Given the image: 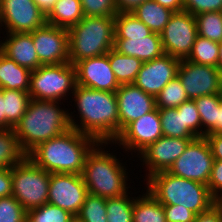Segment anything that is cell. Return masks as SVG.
<instances>
[{
    "instance_id": "obj_47",
    "label": "cell",
    "mask_w": 222,
    "mask_h": 222,
    "mask_svg": "<svg viewBox=\"0 0 222 222\" xmlns=\"http://www.w3.org/2000/svg\"><path fill=\"white\" fill-rule=\"evenodd\" d=\"M146 0H115L118 13H130Z\"/></svg>"
},
{
    "instance_id": "obj_4",
    "label": "cell",
    "mask_w": 222,
    "mask_h": 222,
    "mask_svg": "<svg viewBox=\"0 0 222 222\" xmlns=\"http://www.w3.org/2000/svg\"><path fill=\"white\" fill-rule=\"evenodd\" d=\"M145 180L149 193L163 205L179 204L198 215L216 203L206 184L172 175L168 171L157 172Z\"/></svg>"
},
{
    "instance_id": "obj_17",
    "label": "cell",
    "mask_w": 222,
    "mask_h": 222,
    "mask_svg": "<svg viewBox=\"0 0 222 222\" xmlns=\"http://www.w3.org/2000/svg\"><path fill=\"white\" fill-rule=\"evenodd\" d=\"M193 139L195 138L162 136L151 143L139 154L140 160L148 170V175L145 177L148 178L157 172L168 171Z\"/></svg>"
},
{
    "instance_id": "obj_45",
    "label": "cell",
    "mask_w": 222,
    "mask_h": 222,
    "mask_svg": "<svg viewBox=\"0 0 222 222\" xmlns=\"http://www.w3.org/2000/svg\"><path fill=\"white\" fill-rule=\"evenodd\" d=\"M12 195L11 168L0 169V198Z\"/></svg>"
},
{
    "instance_id": "obj_2",
    "label": "cell",
    "mask_w": 222,
    "mask_h": 222,
    "mask_svg": "<svg viewBox=\"0 0 222 222\" xmlns=\"http://www.w3.org/2000/svg\"><path fill=\"white\" fill-rule=\"evenodd\" d=\"M98 143L93 137L70 128L38 144L27 157L49 173L82 174L88 154Z\"/></svg>"
},
{
    "instance_id": "obj_29",
    "label": "cell",
    "mask_w": 222,
    "mask_h": 222,
    "mask_svg": "<svg viewBox=\"0 0 222 222\" xmlns=\"http://www.w3.org/2000/svg\"><path fill=\"white\" fill-rule=\"evenodd\" d=\"M115 39H130V37H147L153 32L132 12L115 15Z\"/></svg>"
},
{
    "instance_id": "obj_28",
    "label": "cell",
    "mask_w": 222,
    "mask_h": 222,
    "mask_svg": "<svg viewBox=\"0 0 222 222\" xmlns=\"http://www.w3.org/2000/svg\"><path fill=\"white\" fill-rule=\"evenodd\" d=\"M221 101L222 94L201 96L194 99L201 119V137H205L217 126V115Z\"/></svg>"
},
{
    "instance_id": "obj_35",
    "label": "cell",
    "mask_w": 222,
    "mask_h": 222,
    "mask_svg": "<svg viewBox=\"0 0 222 222\" xmlns=\"http://www.w3.org/2000/svg\"><path fill=\"white\" fill-rule=\"evenodd\" d=\"M128 194L106 199L107 222H133L134 198Z\"/></svg>"
},
{
    "instance_id": "obj_1",
    "label": "cell",
    "mask_w": 222,
    "mask_h": 222,
    "mask_svg": "<svg viewBox=\"0 0 222 222\" xmlns=\"http://www.w3.org/2000/svg\"><path fill=\"white\" fill-rule=\"evenodd\" d=\"M80 124L69 113L70 127L96 139L113 143L119 136L118 102L115 92L93 90L76 85L72 93Z\"/></svg>"
},
{
    "instance_id": "obj_43",
    "label": "cell",
    "mask_w": 222,
    "mask_h": 222,
    "mask_svg": "<svg viewBox=\"0 0 222 222\" xmlns=\"http://www.w3.org/2000/svg\"><path fill=\"white\" fill-rule=\"evenodd\" d=\"M211 195L217 199L222 195V161L214 160L209 182L207 184Z\"/></svg>"
},
{
    "instance_id": "obj_46",
    "label": "cell",
    "mask_w": 222,
    "mask_h": 222,
    "mask_svg": "<svg viewBox=\"0 0 222 222\" xmlns=\"http://www.w3.org/2000/svg\"><path fill=\"white\" fill-rule=\"evenodd\" d=\"M205 138L209 143L214 160L222 161V133L207 134Z\"/></svg>"
},
{
    "instance_id": "obj_11",
    "label": "cell",
    "mask_w": 222,
    "mask_h": 222,
    "mask_svg": "<svg viewBox=\"0 0 222 222\" xmlns=\"http://www.w3.org/2000/svg\"><path fill=\"white\" fill-rule=\"evenodd\" d=\"M160 35L165 54L186 59L198 35L195 17L184 10L174 12Z\"/></svg>"
},
{
    "instance_id": "obj_31",
    "label": "cell",
    "mask_w": 222,
    "mask_h": 222,
    "mask_svg": "<svg viewBox=\"0 0 222 222\" xmlns=\"http://www.w3.org/2000/svg\"><path fill=\"white\" fill-rule=\"evenodd\" d=\"M163 136L196 138L184 125L183 111L177 108L158 109Z\"/></svg>"
},
{
    "instance_id": "obj_26",
    "label": "cell",
    "mask_w": 222,
    "mask_h": 222,
    "mask_svg": "<svg viewBox=\"0 0 222 222\" xmlns=\"http://www.w3.org/2000/svg\"><path fill=\"white\" fill-rule=\"evenodd\" d=\"M109 62L120 85L133 84L143 64L140 59L119 53L114 48L109 51Z\"/></svg>"
},
{
    "instance_id": "obj_30",
    "label": "cell",
    "mask_w": 222,
    "mask_h": 222,
    "mask_svg": "<svg viewBox=\"0 0 222 222\" xmlns=\"http://www.w3.org/2000/svg\"><path fill=\"white\" fill-rule=\"evenodd\" d=\"M5 119L14 128L25 114L31 100L28 92L3 89Z\"/></svg>"
},
{
    "instance_id": "obj_14",
    "label": "cell",
    "mask_w": 222,
    "mask_h": 222,
    "mask_svg": "<svg viewBox=\"0 0 222 222\" xmlns=\"http://www.w3.org/2000/svg\"><path fill=\"white\" fill-rule=\"evenodd\" d=\"M163 136L158 108L131 122L113 142L122 145L125 151L138 152Z\"/></svg>"
},
{
    "instance_id": "obj_8",
    "label": "cell",
    "mask_w": 222,
    "mask_h": 222,
    "mask_svg": "<svg viewBox=\"0 0 222 222\" xmlns=\"http://www.w3.org/2000/svg\"><path fill=\"white\" fill-rule=\"evenodd\" d=\"M12 195L28 211L48 203L50 173L28 157L11 168Z\"/></svg>"
},
{
    "instance_id": "obj_23",
    "label": "cell",
    "mask_w": 222,
    "mask_h": 222,
    "mask_svg": "<svg viewBox=\"0 0 222 222\" xmlns=\"http://www.w3.org/2000/svg\"><path fill=\"white\" fill-rule=\"evenodd\" d=\"M84 17L80 0H57L46 15V23L69 29Z\"/></svg>"
},
{
    "instance_id": "obj_37",
    "label": "cell",
    "mask_w": 222,
    "mask_h": 222,
    "mask_svg": "<svg viewBox=\"0 0 222 222\" xmlns=\"http://www.w3.org/2000/svg\"><path fill=\"white\" fill-rule=\"evenodd\" d=\"M106 198L88 193L77 214L82 222H107Z\"/></svg>"
},
{
    "instance_id": "obj_44",
    "label": "cell",
    "mask_w": 222,
    "mask_h": 222,
    "mask_svg": "<svg viewBox=\"0 0 222 222\" xmlns=\"http://www.w3.org/2000/svg\"><path fill=\"white\" fill-rule=\"evenodd\" d=\"M194 222H222V210L215 203L208 210L196 215Z\"/></svg>"
},
{
    "instance_id": "obj_22",
    "label": "cell",
    "mask_w": 222,
    "mask_h": 222,
    "mask_svg": "<svg viewBox=\"0 0 222 222\" xmlns=\"http://www.w3.org/2000/svg\"><path fill=\"white\" fill-rule=\"evenodd\" d=\"M31 70L0 52V88L29 92Z\"/></svg>"
},
{
    "instance_id": "obj_16",
    "label": "cell",
    "mask_w": 222,
    "mask_h": 222,
    "mask_svg": "<svg viewBox=\"0 0 222 222\" xmlns=\"http://www.w3.org/2000/svg\"><path fill=\"white\" fill-rule=\"evenodd\" d=\"M180 59L163 54L151 61L143 62L134 85L156 97L177 76Z\"/></svg>"
},
{
    "instance_id": "obj_6",
    "label": "cell",
    "mask_w": 222,
    "mask_h": 222,
    "mask_svg": "<svg viewBox=\"0 0 222 222\" xmlns=\"http://www.w3.org/2000/svg\"><path fill=\"white\" fill-rule=\"evenodd\" d=\"M115 16H85L68 29L69 62L107 54L114 48Z\"/></svg>"
},
{
    "instance_id": "obj_9",
    "label": "cell",
    "mask_w": 222,
    "mask_h": 222,
    "mask_svg": "<svg viewBox=\"0 0 222 222\" xmlns=\"http://www.w3.org/2000/svg\"><path fill=\"white\" fill-rule=\"evenodd\" d=\"M213 163L214 157L207 139L197 137L190 141L185 151L174 161L168 172L207 185Z\"/></svg>"
},
{
    "instance_id": "obj_34",
    "label": "cell",
    "mask_w": 222,
    "mask_h": 222,
    "mask_svg": "<svg viewBox=\"0 0 222 222\" xmlns=\"http://www.w3.org/2000/svg\"><path fill=\"white\" fill-rule=\"evenodd\" d=\"M188 100L186 90L177 76L155 97L156 108L158 109L177 108Z\"/></svg>"
},
{
    "instance_id": "obj_13",
    "label": "cell",
    "mask_w": 222,
    "mask_h": 222,
    "mask_svg": "<svg viewBox=\"0 0 222 222\" xmlns=\"http://www.w3.org/2000/svg\"><path fill=\"white\" fill-rule=\"evenodd\" d=\"M87 194L88 189L82 174L50 173L48 203L58 206L76 217Z\"/></svg>"
},
{
    "instance_id": "obj_24",
    "label": "cell",
    "mask_w": 222,
    "mask_h": 222,
    "mask_svg": "<svg viewBox=\"0 0 222 222\" xmlns=\"http://www.w3.org/2000/svg\"><path fill=\"white\" fill-rule=\"evenodd\" d=\"M132 13L152 32L160 34L174 12L154 0H146L133 10Z\"/></svg>"
},
{
    "instance_id": "obj_48",
    "label": "cell",
    "mask_w": 222,
    "mask_h": 222,
    "mask_svg": "<svg viewBox=\"0 0 222 222\" xmlns=\"http://www.w3.org/2000/svg\"><path fill=\"white\" fill-rule=\"evenodd\" d=\"M163 7L170 9L173 12L183 11V0H154Z\"/></svg>"
},
{
    "instance_id": "obj_41",
    "label": "cell",
    "mask_w": 222,
    "mask_h": 222,
    "mask_svg": "<svg viewBox=\"0 0 222 222\" xmlns=\"http://www.w3.org/2000/svg\"><path fill=\"white\" fill-rule=\"evenodd\" d=\"M183 10L193 16L205 12H221L222 0H183Z\"/></svg>"
},
{
    "instance_id": "obj_38",
    "label": "cell",
    "mask_w": 222,
    "mask_h": 222,
    "mask_svg": "<svg viewBox=\"0 0 222 222\" xmlns=\"http://www.w3.org/2000/svg\"><path fill=\"white\" fill-rule=\"evenodd\" d=\"M0 222H26V210L13 195L0 198Z\"/></svg>"
},
{
    "instance_id": "obj_7",
    "label": "cell",
    "mask_w": 222,
    "mask_h": 222,
    "mask_svg": "<svg viewBox=\"0 0 222 222\" xmlns=\"http://www.w3.org/2000/svg\"><path fill=\"white\" fill-rule=\"evenodd\" d=\"M76 85V68L70 62L41 65L31 71L28 93L31 99L60 102L73 93Z\"/></svg>"
},
{
    "instance_id": "obj_33",
    "label": "cell",
    "mask_w": 222,
    "mask_h": 222,
    "mask_svg": "<svg viewBox=\"0 0 222 222\" xmlns=\"http://www.w3.org/2000/svg\"><path fill=\"white\" fill-rule=\"evenodd\" d=\"M197 34L218 43L222 42V12H205L194 16Z\"/></svg>"
},
{
    "instance_id": "obj_50",
    "label": "cell",
    "mask_w": 222,
    "mask_h": 222,
    "mask_svg": "<svg viewBox=\"0 0 222 222\" xmlns=\"http://www.w3.org/2000/svg\"><path fill=\"white\" fill-rule=\"evenodd\" d=\"M40 10L47 15L52 7L55 5L57 0H33Z\"/></svg>"
},
{
    "instance_id": "obj_20",
    "label": "cell",
    "mask_w": 222,
    "mask_h": 222,
    "mask_svg": "<svg viewBox=\"0 0 222 222\" xmlns=\"http://www.w3.org/2000/svg\"><path fill=\"white\" fill-rule=\"evenodd\" d=\"M1 52L20 66L36 70L39 62L31 33H6Z\"/></svg>"
},
{
    "instance_id": "obj_49",
    "label": "cell",
    "mask_w": 222,
    "mask_h": 222,
    "mask_svg": "<svg viewBox=\"0 0 222 222\" xmlns=\"http://www.w3.org/2000/svg\"><path fill=\"white\" fill-rule=\"evenodd\" d=\"M13 128L5 119V100L3 89L0 88V129Z\"/></svg>"
},
{
    "instance_id": "obj_10",
    "label": "cell",
    "mask_w": 222,
    "mask_h": 222,
    "mask_svg": "<svg viewBox=\"0 0 222 222\" xmlns=\"http://www.w3.org/2000/svg\"><path fill=\"white\" fill-rule=\"evenodd\" d=\"M177 77L186 90L189 100L222 94V71L218 67L182 59L177 70Z\"/></svg>"
},
{
    "instance_id": "obj_25",
    "label": "cell",
    "mask_w": 222,
    "mask_h": 222,
    "mask_svg": "<svg viewBox=\"0 0 222 222\" xmlns=\"http://www.w3.org/2000/svg\"><path fill=\"white\" fill-rule=\"evenodd\" d=\"M133 222H167L164 205L149 191L139 197H134Z\"/></svg>"
},
{
    "instance_id": "obj_54",
    "label": "cell",
    "mask_w": 222,
    "mask_h": 222,
    "mask_svg": "<svg viewBox=\"0 0 222 222\" xmlns=\"http://www.w3.org/2000/svg\"><path fill=\"white\" fill-rule=\"evenodd\" d=\"M70 222H82L77 217H74Z\"/></svg>"
},
{
    "instance_id": "obj_19",
    "label": "cell",
    "mask_w": 222,
    "mask_h": 222,
    "mask_svg": "<svg viewBox=\"0 0 222 222\" xmlns=\"http://www.w3.org/2000/svg\"><path fill=\"white\" fill-rule=\"evenodd\" d=\"M119 114V134L133 121L156 109L153 95L134 84H122L116 90Z\"/></svg>"
},
{
    "instance_id": "obj_36",
    "label": "cell",
    "mask_w": 222,
    "mask_h": 222,
    "mask_svg": "<svg viewBox=\"0 0 222 222\" xmlns=\"http://www.w3.org/2000/svg\"><path fill=\"white\" fill-rule=\"evenodd\" d=\"M73 218L68 211L50 203L26 211V222H70Z\"/></svg>"
},
{
    "instance_id": "obj_3",
    "label": "cell",
    "mask_w": 222,
    "mask_h": 222,
    "mask_svg": "<svg viewBox=\"0 0 222 222\" xmlns=\"http://www.w3.org/2000/svg\"><path fill=\"white\" fill-rule=\"evenodd\" d=\"M62 102L31 99L25 114L13 128L20 147L28 154L38 144L68 131L69 111L60 108Z\"/></svg>"
},
{
    "instance_id": "obj_32",
    "label": "cell",
    "mask_w": 222,
    "mask_h": 222,
    "mask_svg": "<svg viewBox=\"0 0 222 222\" xmlns=\"http://www.w3.org/2000/svg\"><path fill=\"white\" fill-rule=\"evenodd\" d=\"M219 44L218 42L197 35L186 60L197 64L218 67Z\"/></svg>"
},
{
    "instance_id": "obj_5",
    "label": "cell",
    "mask_w": 222,
    "mask_h": 222,
    "mask_svg": "<svg viewBox=\"0 0 222 222\" xmlns=\"http://www.w3.org/2000/svg\"><path fill=\"white\" fill-rule=\"evenodd\" d=\"M106 145L108 143L100 142L91 150L86 158L82 177L88 193L108 199L127 194L129 186L127 187L126 181L129 180L123 162L113 152L108 153L110 150L105 151Z\"/></svg>"
},
{
    "instance_id": "obj_27",
    "label": "cell",
    "mask_w": 222,
    "mask_h": 222,
    "mask_svg": "<svg viewBox=\"0 0 222 222\" xmlns=\"http://www.w3.org/2000/svg\"><path fill=\"white\" fill-rule=\"evenodd\" d=\"M27 154L20 147L13 128L0 129V169L21 163Z\"/></svg>"
},
{
    "instance_id": "obj_51",
    "label": "cell",
    "mask_w": 222,
    "mask_h": 222,
    "mask_svg": "<svg viewBox=\"0 0 222 222\" xmlns=\"http://www.w3.org/2000/svg\"><path fill=\"white\" fill-rule=\"evenodd\" d=\"M222 133V101L219 105V111L217 115V126L209 134Z\"/></svg>"
},
{
    "instance_id": "obj_21",
    "label": "cell",
    "mask_w": 222,
    "mask_h": 222,
    "mask_svg": "<svg viewBox=\"0 0 222 222\" xmlns=\"http://www.w3.org/2000/svg\"><path fill=\"white\" fill-rule=\"evenodd\" d=\"M114 49L124 55L136 57L142 62L151 61L164 54L161 35L156 32L145 38L115 39Z\"/></svg>"
},
{
    "instance_id": "obj_12",
    "label": "cell",
    "mask_w": 222,
    "mask_h": 222,
    "mask_svg": "<svg viewBox=\"0 0 222 222\" xmlns=\"http://www.w3.org/2000/svg\"><path fill=\"white\" fill-rule=\"evenodd\" d=\"M45 24L46 15L33 0H0V27L6 33H31Z\"/></svg>"
},
{
    "instance_id": "obj_40",
    "label": "cell",
    "mask_w": 222,
    "mask_h": 222,
    "mask_svg": "<svg viewBox=\"0 0 222 222\" xmlns=\"http://www.w3.org/2000/svg\"><path fill=\"white\" fill-rule=\"evenodd\" d=\"M183 111L184 125L197 138L201 137V119L194 100H188L177 107Z\"/></svg>"
},
{
    "instance_id": "obj_39",
    "label": "cell",
    "mask_w": 222,
    "mask_h": 222,
    "mask_svg": "<svg viewBox=\"0 0 222 222\" xmlns=\"http://www.w3.org/2000/svg\"><path fill=\"white\" fill-rule=\"evenodd\" d=\"M84 16L111 17L118 13L115 0H80Z\"/></svg>"
},
{
    "instance_id": "obj_18",
    "label": "cell",
    "mask_w": 222,
    "mask_h": 222,
    "mask_svg": "<svg viewBox=\"0 0 222 222\" xmlns=\"http://www.w3.org/2000/svg\"><path fill=\"white\" fill-rule=\"evenodd\" d=\"M75 68L77 85L108 92H116L120 87L109 62V52L80 60Z\"/></svg>"
},
{
    "instance_id": "obj_53",
    "label": "cell",
    "mask_w": 222,
    "mask_h": 222,
    "mask_svg": "<svg viewBox=\"0 0 222 222\" xmlns=\"http://www.w3.org/2000/svg\"><path fill=\"white\" fill-rule=\"evenodd\" d=\"M216 204L221 208L222 210V195L219 196L217 199H216Z\"/></svg>"
},
{
    "instance_id": "obj_42",
    "label": "cell",
    "mask_w": 222,
    "mask_h": 222,
    "mask_svg": "<svg viewBox=\"0 0 222 222\" xmlns=\"http://www.w3.org/2000/svg\"><path fill=\"white\" fill-rule=\"evenodd\" d=\"M167 222H194L196 214L181 205H164Z\"/></svg>"
},
{
    "instance_id": "obj_15",
    "label": "cell",
    "mask_w": 222,
    "mask_h": 222,
    "mask_svg": "<svg viewBox=\"0 0 222 222\" xmlns=\"http://www.w3.org/2000/svg\"><path fill=\"white\" fill-rule=\"evenodd\" d=\"M42 65L69 62L68 29L45 24L31 32Z\"/></svg>"
},
{
    "instance_id": "obj_52",
    "label": "cell",
    "mask_w": 222,
    "mask_h": 222,
    "mask_svg": "<svg viewBox=\"0 0 222 222\" xmlns=\"http://www.w3.org/2000/svg\"><path fill=\"white\" fill-rule=\"evenodd\" d=\"M218 68L222 71V42L219 44Z\"/></svg>"
}]
</instances>
